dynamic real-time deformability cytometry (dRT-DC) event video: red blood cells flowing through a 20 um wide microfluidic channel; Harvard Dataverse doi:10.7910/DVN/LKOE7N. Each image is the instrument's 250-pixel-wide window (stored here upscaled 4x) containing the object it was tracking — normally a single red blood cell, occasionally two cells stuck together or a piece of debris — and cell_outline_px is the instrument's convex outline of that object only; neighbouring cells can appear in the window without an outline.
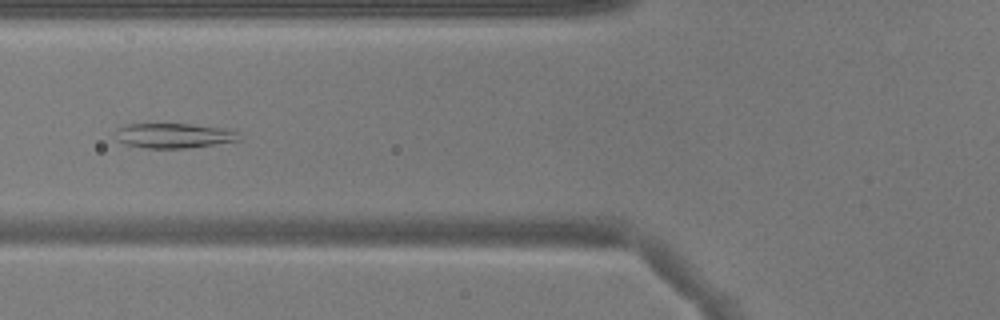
{"species": "common noctule bat (a hibernating species)", "species_latin": "Nyctalus noctula", "temperature_condition": "warm", "stored_images_in_passage": 36, "camera_frame_rate_fps": 3000, "um_per_image_px": 0.085, "animal": {"sex": "male", "body_mass_g": 17.9}, "frame": {"image": 1, "passage_image": 5, "time_ms": 1.333, "image_size_px": [1000, 320], "cell_outline_px": [[240, 140], [184, 148], [144, 148], [124, 144], [120, 140], [116, 128], [124, 124], [192, 124], [228, 128], [236, 132]], "centroid_in_image_um": [14.77, 11.51], "position_along_channel_um": 111.0, "area_um2": 17.69}}
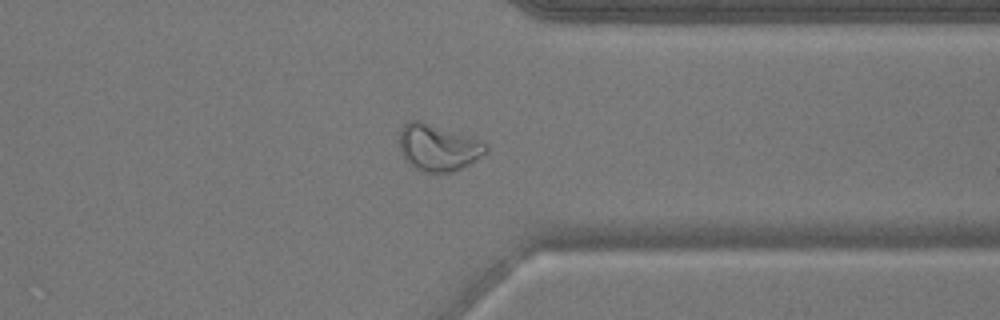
{"frame": {"image": 2, "passage_image": 25, "time_ms": 8.0, "image_size_px": [1000, 320], "cell_outline_px": [[488, 152], [468, 164], [452, 172], [424, 172], [408, 164], [404, 160], [400, 148], [400, 128], [408, 120], [420, 120], [488, 144]], "centroid_in_image_um": [37.19, 12.55], "position_along_channel_um": 374.2, "area_um2": 23.18}}
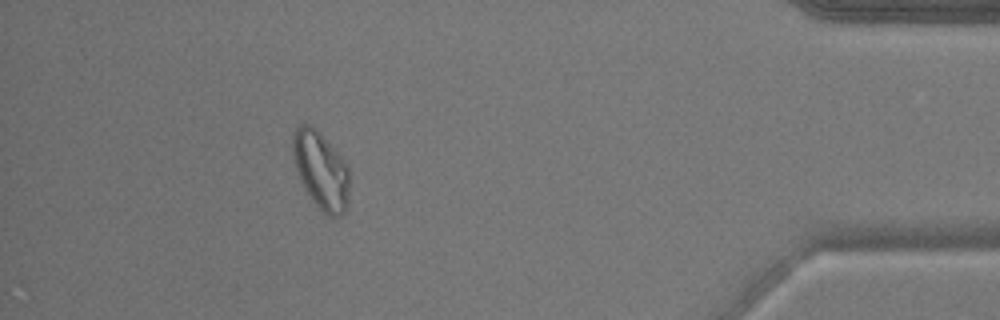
{"frame": {"image": 3, "passage_image": 31, "time_ms": 10.0, "image_size_px": [1000, 320], "cell_outline_px": [[348, 204], [344, 212], [340, 216], [328, 216], [312, 200], [304, 188], [300, 180], [296, 168], [292, 152], [292, 132], [300, 124], [308, 124], [316, 128], [348, 164]], "centroid_in_image_um": [27.27, 14.45], "position_along_channel_um": 407.9, "area_um2": 25.55}}